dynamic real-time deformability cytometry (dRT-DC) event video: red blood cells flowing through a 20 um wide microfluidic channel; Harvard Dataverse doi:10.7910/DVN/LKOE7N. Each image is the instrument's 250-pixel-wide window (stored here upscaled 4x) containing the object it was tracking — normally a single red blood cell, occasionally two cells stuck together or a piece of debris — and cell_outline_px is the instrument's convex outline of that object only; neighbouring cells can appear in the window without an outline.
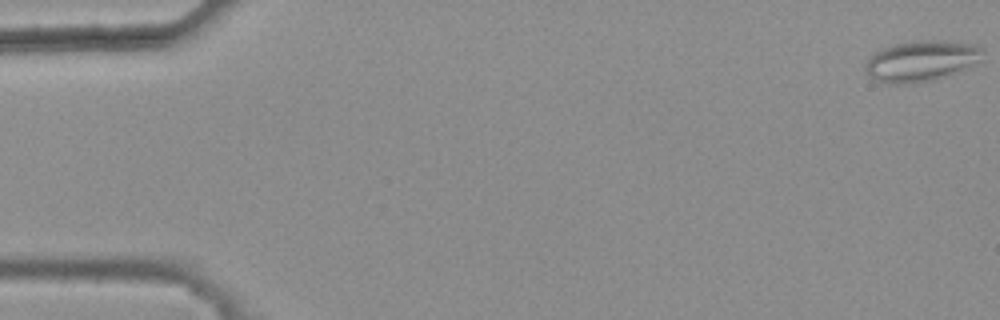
{"species": "common noctule bat (a hibernating species)", "species_latin": "Nyctalus noctula", "temperature_condition": "warm", "stored_images_in_passage": 49, "camera_frame_rate_fps": 3000, "um_per_image_px": 0.085, "animal": {"sex": "female", "body_mass_g": 25.1}, "frame": {"image": 1, "passage_image": 1, "time_ms": 0.0, "image_size_px": [1000, 320], "cell_outline_px": [[984, 48], [972, 64], [944, 76], [932, 80], [908, 84], [888, 84], [876, 80], [868, 76], [864, 68], [864, 64], [876, 52], [884, 48], [896, 44], [920, 40], [936, 40], [980, 44]], "centroid_in_image_um": [78.24, 5.18], "position_along_channel_um": 6.8, "area_um2": 27.34}}
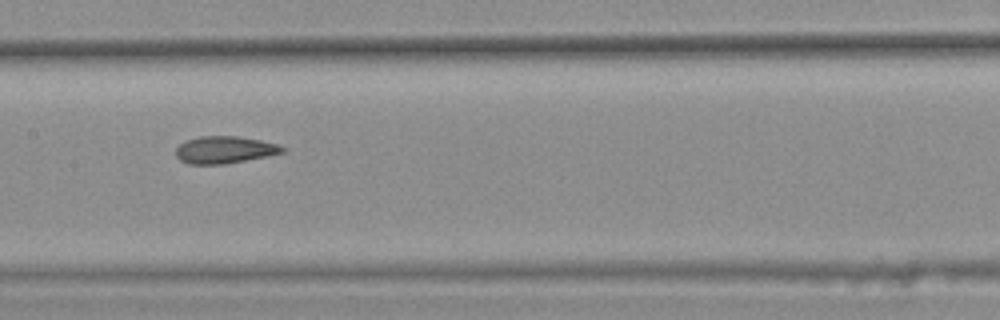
{"frame": {"image": 2, "passage_image": 27, "time_ms": 8.667, "image_size_px": [1000, 320], "cell_outline_px": [[284, 152], [268, 156], [224, 164], [188, 164], [180, 160], [176, 156], [176, 148], [180, 144], [188, 140], [200, 136], [236, 136], [260, 140], [276, 144], [284, 148]], "centroid_in_image_um": [19.07, 12.74], "position_along_channel_um": 188.3, "area_um2": 16.7}}
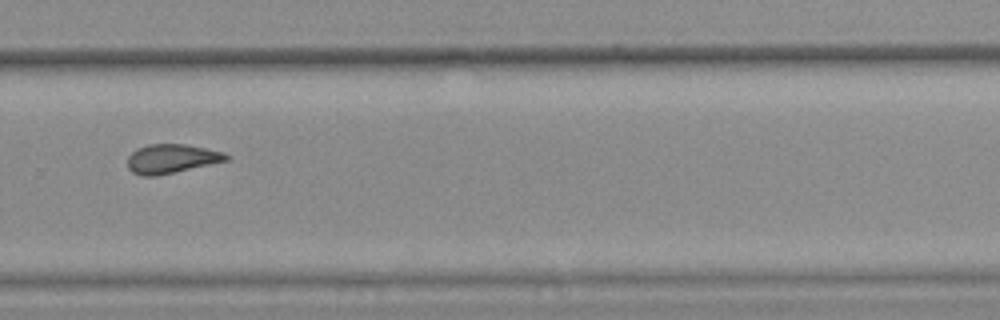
{"frame": {"image": 3, "passage_image": 37, "time_ms": 12.0, "image_size_px": [1000, 320], "cell_outline_px": [[232, 156], [228, 160], [156, 176], [140, 176], [132, 172], [128, 168], [128, 156], [136, 148], [148, 144], [184, 144], [224, 152]], "centroid_in_image_um": [14.56, 13.49], "position_along_channel_um": 315.2, "area_um2": 16.7}, "authors_computed_cell_mechanics": {"area_um2": 17.1088, "velocity_mm_per_s": 3.8124, "shape_relaxation_time_tau1_ms": null, "shape_relaxation_time_tau2_ms": 2.8109, "deformation_change_tau1": null, "deformation_change_tau2": 0.0838}}